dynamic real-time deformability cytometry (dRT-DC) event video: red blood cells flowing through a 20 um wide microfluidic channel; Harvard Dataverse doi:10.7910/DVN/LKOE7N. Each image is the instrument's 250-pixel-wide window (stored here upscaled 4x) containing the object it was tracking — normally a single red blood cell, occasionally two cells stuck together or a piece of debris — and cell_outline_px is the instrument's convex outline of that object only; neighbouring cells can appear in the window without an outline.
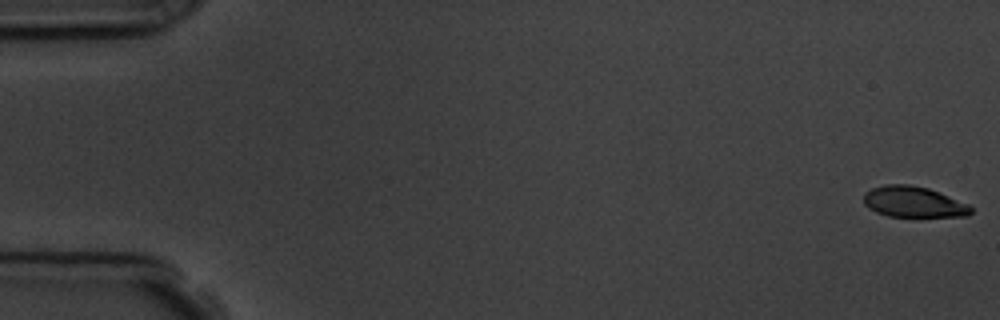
{"species": "common noctule bat (a hibernating species)", "species_latin": "Nyctalus noctula", "temperature_condition": "room temperature", "stored_images_in_passage": 6, "segment_of_instrument_passage": [1, 2], "camera_frame_rate_fps": 3000, "um_per_image_px": 0.085, "animal": {"sex": "male", "body_mass_g": 19.5, "forearm_length_mm": 54.6}, "frame": {"image": 1, "passage_image": 1, "time_ms": 0.0, "image_size_px": [1000, 320], "cell_outline_px": [[972, 212], [968, 216], [888, 216], [876, 212], [868, 208], [864, 204], [864, 192], [872, 188], [884, 184], [908, 184], [928, 188], [968, 204], [972, 208]], "centroid_in_image_um": [77.61, 17.15], "position_along_channel_um": 7.4, "area_um2": 19.19}}
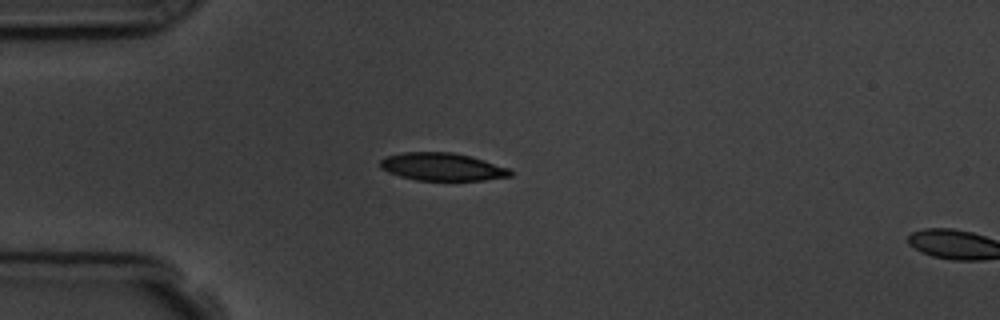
{"frame": {"image": 2, "passage_image": 5, "time_ms": 4.667, "image_size_px": [1000, 320], "cell_outline_px": [[512, 176], [484, 180], [416, 180], [400, 176], [388, 172], [380, 168], [380, 160], [384, 156], [404, 152], [452, 152], [472, 156], [512, 168]], "centroid_in_image_um": [37.62, 14.17], "position_along_channel_um": 47.4, "area_um2": 21.33}}